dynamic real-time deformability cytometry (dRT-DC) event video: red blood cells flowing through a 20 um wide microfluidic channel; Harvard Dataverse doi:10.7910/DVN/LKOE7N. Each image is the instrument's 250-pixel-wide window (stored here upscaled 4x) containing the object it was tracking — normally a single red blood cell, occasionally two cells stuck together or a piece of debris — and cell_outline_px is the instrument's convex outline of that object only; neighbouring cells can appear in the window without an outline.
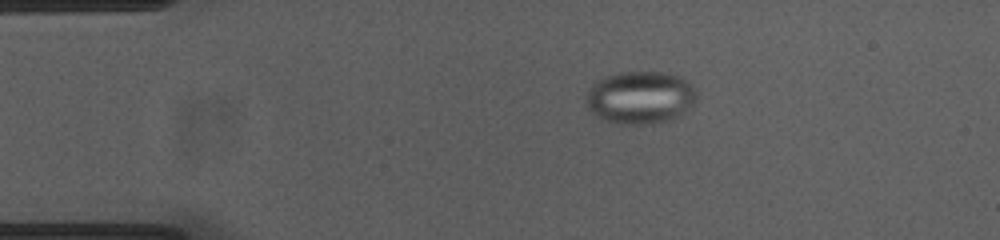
{"species": "common noctule bat (a hibernating species)", "species_latin": "Nyctalus noctula", "temperature_condition": "cold", "stored_images_in_passage": 48, "camera_frame_rate_fps": 3000, "um_per_image_px": 0.085, "animal": {"sex": "female", "body_mass_g": 23.0, "forearm_length_mm": 53.4}, "frame": {"image": 1, "passage_image": 4, "time_ms": 1.0, "image_size_px": [1000, 240], "cell_outline_px": [[696, 100], [688, 108], [672, 120], [652, 124], [616, 124], [604, 120], [596, 116], [588, 108], [584, 100], [592, 84], [596, 80], [604, 76], [620, 72], [664, 72], [680, 76], [692, 84], [696, 92]], "centroid_in_image_um": [54.4, 8.29], "position_along_channel_um": 30.6, "area_um2": 34.28}}
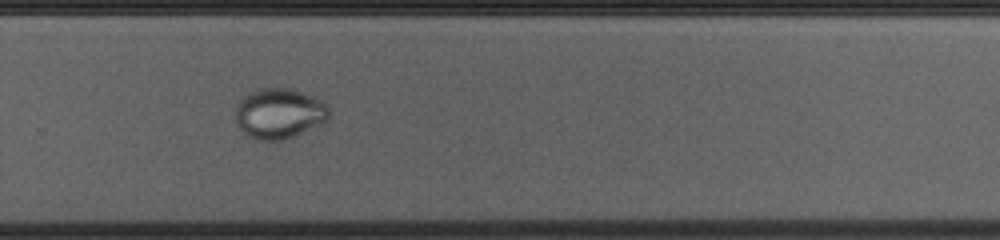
{"frame": {"image": 2, "passage_image": 30, "time_ms": 9.667, "image_size_px": [1000, 240], "cell_outline_px": [[332, 112], [328, 120], [320, 124], [284, 140], [256, 140], [248, 136], [236, 124], [236, 104], [244, 96], [260, 88], [288, 88], [300, 92], [320, 100]], "centroid_in_image_um": [23.71, 9.66], "position_along_channel_um": 306.1, "area_um2": 27.22}}
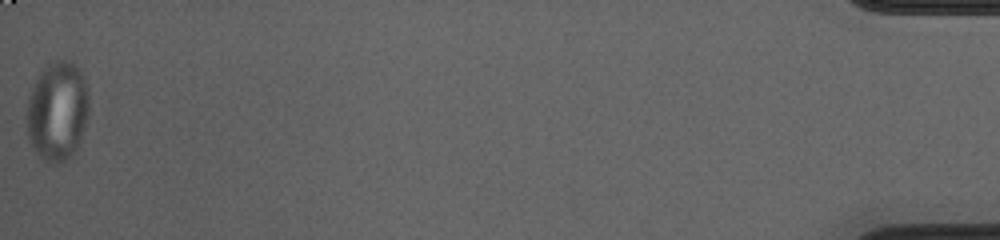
{"frame": {"image": 3, "passage_image": 48, "time_ms": 15.667, "image_size_px": [1000, 240], "cell_outline_px": [[88, 116], [76, 152], [60, 164], [56, 164], [40, 160], [36, 156], [28, 136], [28, 100], [32, 88], [40, 72], [52, 60], [68, 60], [80, 72], [84, 80], [88, 92]], "centroid_in_image_um": [4.88, 9.5], "position_along_channel_um": 430.3, "area_um2": 35.95}}